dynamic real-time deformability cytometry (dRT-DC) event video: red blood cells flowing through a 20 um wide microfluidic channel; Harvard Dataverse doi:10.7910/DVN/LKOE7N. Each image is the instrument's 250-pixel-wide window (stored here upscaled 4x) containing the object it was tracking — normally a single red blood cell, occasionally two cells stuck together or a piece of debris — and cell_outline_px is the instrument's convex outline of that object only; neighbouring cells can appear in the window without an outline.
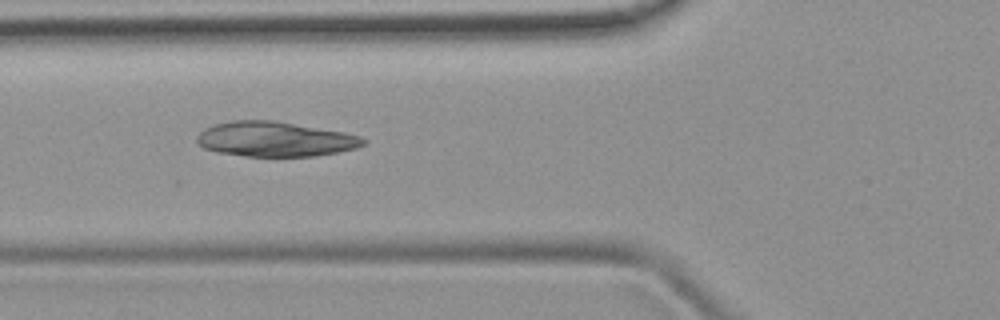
{"species": "common noctule bat (a hibernating species)", "species_latin": "Nyctalus noctula", "temperature_condition": "room temperature", "stored_images_in_passage": 6, "camera_frame_rate_fps": 3000, "um_per_image_px": 0.085, "animal": {"sex": "female", "body_mass_g": 19.9}, "frame": {"image": 1, "passage_image": 4, "time_ms": 3.333, "image_size_px": [1000, 320], "cell_outline_px": [[368, 140], [364, 144], [356, 148], [316, 156], [244, 156], [216, 152], [204, 148], [196, 140], [196, 136], [204, 128], [216, 124], [232, 120], [272, 120], [344, 132], [360, 136]], "centroid_in_image_um": [23.36, 11.83], "position_along_channel_um": 102.4, "area_um2": 33.76}}
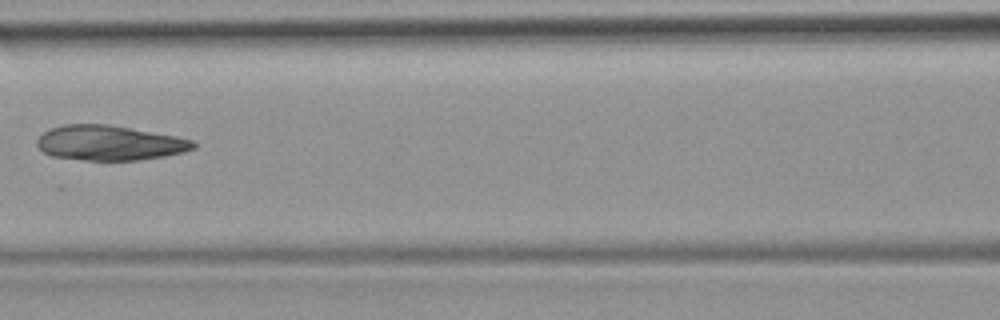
{"frame": {"image": 2, "passage_image": 5, "time_ms": 4.667, "image_size_px": [1000, 320], "cell_outline_px": [[196, 148], [184, 152], [164, 156], [140, 160], [84, 160], [52, 156], [44, 152], [36, 144], [36, 140], [44, 132], [52, 128], [64, 124], [112, 124], [176, 136], [192, 140], [196, 144]], "centroid_in_image_um": [9.33, 12.14], "position_along_channel_um": 157.3, "area_um2": 31.91}}
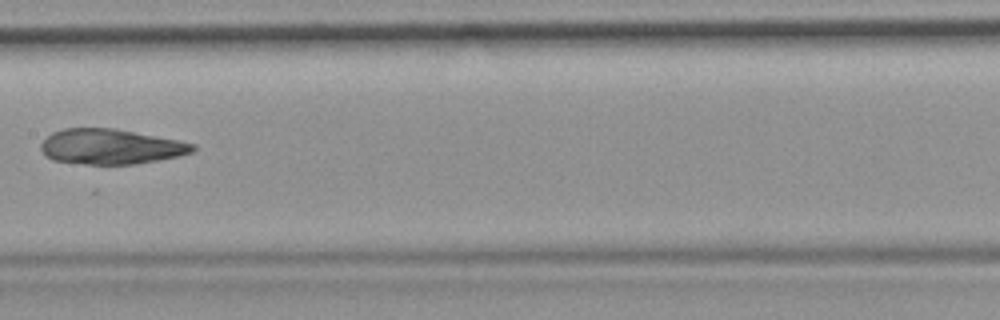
{"frame": {"image": 3, "passage_image": 6, "time_ms": 5.667, "image_size_px": [1000, 320], "cell_outline_px": [[196, 148], [192, 152], [180, 156], [160, 160], [136, 164], [84, 164], [52, 160], [44, 156], [40, 148], [40, 144], [52, 132], [64, 128], [112, 128], [176, 140], [196, 144]], "centroid_in_image_um": [9.38, 12.47], "position_along_channel_um": 198.0, "area_um2": 31.1}}